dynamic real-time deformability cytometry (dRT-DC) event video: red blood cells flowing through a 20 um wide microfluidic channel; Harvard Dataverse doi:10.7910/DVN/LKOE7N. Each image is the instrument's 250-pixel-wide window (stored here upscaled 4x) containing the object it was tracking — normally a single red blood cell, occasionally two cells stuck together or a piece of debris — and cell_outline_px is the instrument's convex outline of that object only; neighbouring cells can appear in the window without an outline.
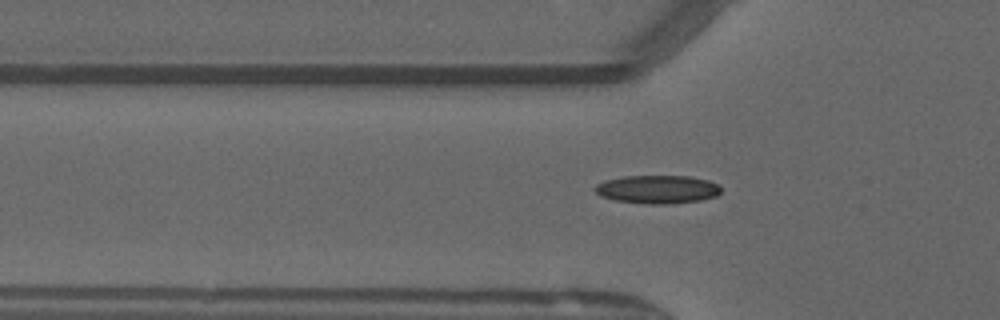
{"species": "common noctule bat (a hibernating species)", "species_latin": "Nyctalus noctula", "temperature_condition": "warm", "stored_images_in_passage": 45, "camera_frame_rate_fps": 3000, "um_per_image_px": 0.085, "animal": {"sex": "male", "forearm_length_mm": 52.5}, "frame": {"image": 1, "passage_image": 13, "time_ms": 4.0, "image_size_px": [1000, 320], "cell_outline_px": [[720, 192], [716, 196], [700, 200], [668, 204], [652, 204], [616, 200], [600, 196], [592, 188], [596, 184], [604, 180], [624, 176], [688, 176], [708, 180], [720, 184]], "centroid_in_image_um": [55.87, 16.08], "position_along_channel_um": 69.9, "area_um2": 20.81}}
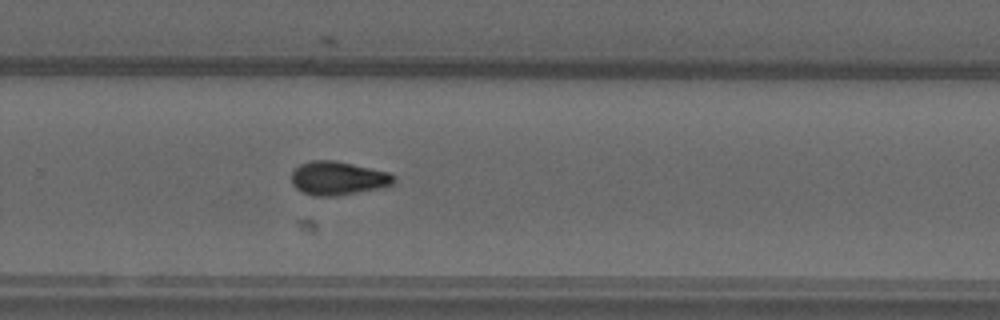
{"frame": {"image": 2, "passage_image": 30, "time_ms": 9.667, "image_size_px": [1000, 320], "cell_outline_px": [[396, 180], [392, 184], [384, 188], [332, 196], [316, 196], [304, 192], [296, 188], [292, 184], [292, 168], [300, 164], [312, 160], [336, 160], [388, 172]], "centroid_in_image_um": [28.71, 15.14], "position_along_channel_um": 301.1, "area_um2": 20.06}}
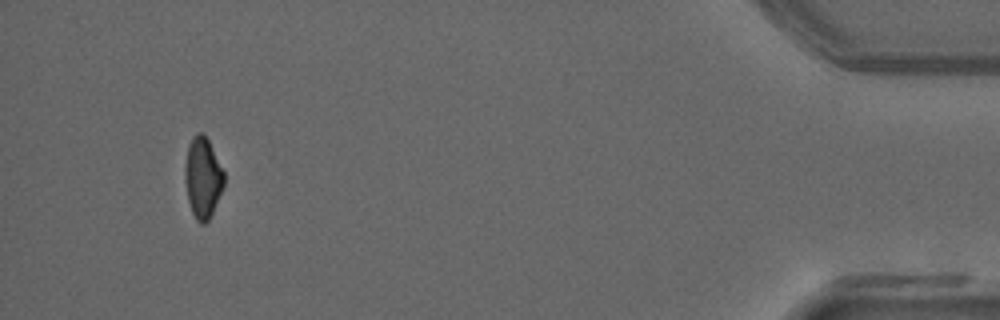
{"frame": {"image": 3, "passage_image": 44, "time_ms": 14.333, "image_size_px": [1000, 320], "cell_outline_px": [[224, 184], [212, 212], [208, 220], [204, 224], [200, 224], [196, 220], [192, 212], [188, 200], [184, 180], [184, 164], [188, 144], [192, 136], [196, 132], [204, 132], [224, 172]], "centroid_in_image_um": [17.2, 15.06], "position_along_channel_um": 418.0, "area_um2": 18.44}}